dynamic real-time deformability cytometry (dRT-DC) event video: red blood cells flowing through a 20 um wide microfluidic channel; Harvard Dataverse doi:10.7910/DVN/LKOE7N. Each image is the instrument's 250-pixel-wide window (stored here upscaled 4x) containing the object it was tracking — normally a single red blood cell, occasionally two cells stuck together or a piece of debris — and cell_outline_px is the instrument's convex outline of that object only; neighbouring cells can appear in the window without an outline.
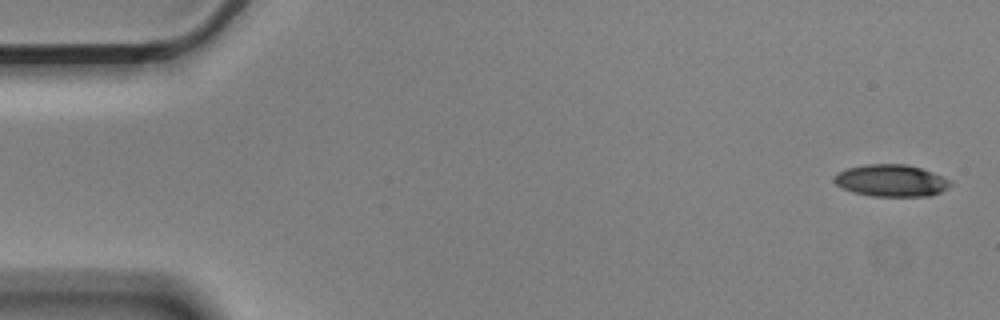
{"species": "Egyptian fruit bat (a non-hibernating species)", "species_latin": "Rousettus aegyptiacus", "temperature_condition": "cold", "stored_images_in_passage": 4, "camera_frame_rate_fps": 3000, "um_per_image_px": 0.085, "animal": {"sex": "male"}, "frame": {"image": 1, "passage_image": 1, "time_ms": 0.0, "image_size_px": [1000, 320], "cell_outline_px": [[952, 184], [948, 188], [940, 192], [928, 196], [872, 196], [852, 192], [836, 184], [832, 180], [832, 176], [848, 168], [864, 164], [908, 164], [932, 172], [952, 180]], "centroid_in_image_um": [75.76, 15.35], "position_along_channel_um": 9.2, "area_um2": 21.73}}